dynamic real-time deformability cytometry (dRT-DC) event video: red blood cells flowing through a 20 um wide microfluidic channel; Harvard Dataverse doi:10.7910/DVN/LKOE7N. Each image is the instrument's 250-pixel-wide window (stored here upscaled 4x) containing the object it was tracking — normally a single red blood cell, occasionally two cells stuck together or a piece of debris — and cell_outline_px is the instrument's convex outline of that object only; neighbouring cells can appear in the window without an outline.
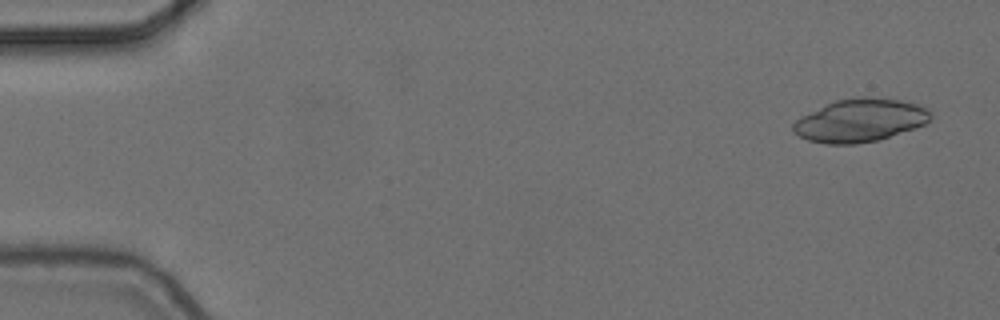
{"species": "common noctule bat (a hibernating species)", "species_latin": "Nyctalus noctula", "temperature_condition": "cold", "stored_images_in_passage": 5, "camera_frame_rate_fps": 3000, "um_per_image_px": 0.085, "animal": {"sex": "female", "body_mass_g": 24.6, "forearm_length_mm": 56.2}, "frame": {"image": 1, "passage_image": 1, "time_ms": 0.0, "image_size_px": [1000, 320], "cell_outline_px": [[932, 116], [924, 124], [880, 140], [856, 144], [824, 144], [808, 140], [792, 132], [792, 124], [800, 116], [836, 100], [856, 96], [872, 96], [900, 100], [916, 104], [928, 108], [932, 112]], "centroid_in_image_um": [73.09, 10.23], "position_along_channel_um": 11.9, "area_um2": 34.68}}